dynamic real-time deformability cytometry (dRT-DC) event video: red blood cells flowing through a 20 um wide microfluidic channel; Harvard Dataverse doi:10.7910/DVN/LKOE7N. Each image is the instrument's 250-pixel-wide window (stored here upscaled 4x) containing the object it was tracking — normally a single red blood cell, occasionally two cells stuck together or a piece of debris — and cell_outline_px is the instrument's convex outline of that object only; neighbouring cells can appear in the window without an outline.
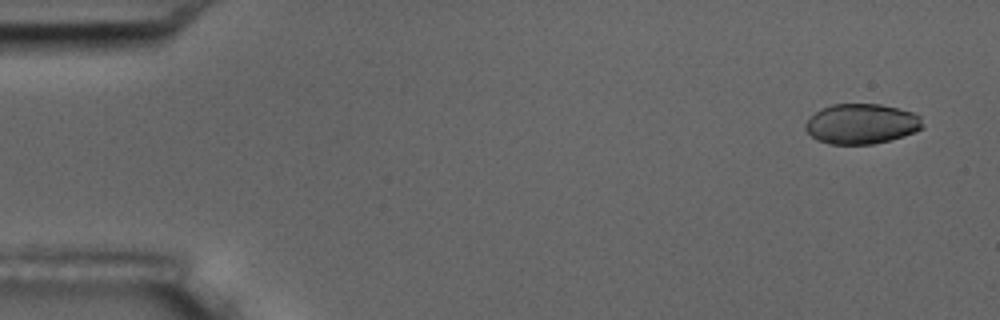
{"species": "common noctule bat (a hibernating species)", "species_latin": "Nyctalus noctula", "temperature_condition": "room temperature", "stored_images_in_passage": 6, "segment_of_instrument_passage": [1, 2], "camera_frame_rate_fps": 3000, "um_per_image_px": 0.085, "animal": {"sex": "male", "body_mass_g": 17.5, "forearm_length_mm": 52.3}, "frame": {"image": 1, "passage_image": 1, "time_ms": 0.0, "image_size_px": [1000, 320], "cell_outline_px": [[924, 128], [916, 132], [904, 136], [872, 144], [828, 144], [816, 140], [804, 128], [804, 124], [816, 112], [832, 104], [880, 104], [912, 112], [920, 116], [924, 124]], "centroid_in_image_um": [73.25, 10.53], "position_along_channel_um": 11.8, "area_um2": 27.4}}